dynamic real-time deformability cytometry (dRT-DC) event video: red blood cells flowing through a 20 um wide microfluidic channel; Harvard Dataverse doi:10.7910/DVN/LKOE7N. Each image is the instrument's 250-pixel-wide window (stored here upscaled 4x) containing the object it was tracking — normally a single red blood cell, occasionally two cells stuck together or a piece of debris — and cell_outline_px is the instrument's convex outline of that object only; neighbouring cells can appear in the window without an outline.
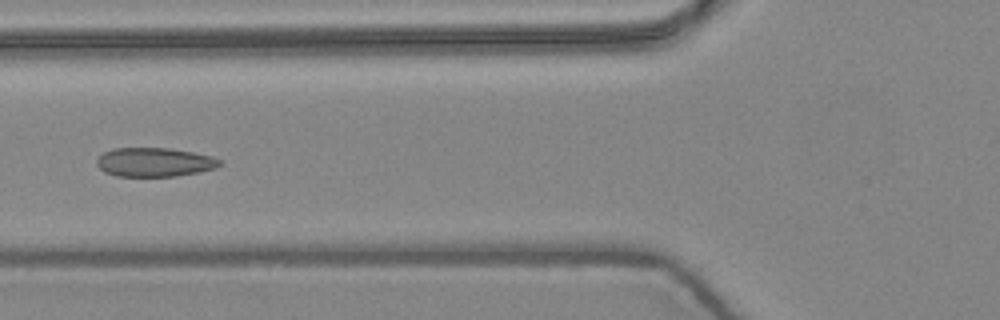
{"species": "common noctule bat (a hibernating species)", "species_latin": "Nyctalus noctula", "temperature_condition": "warm", "stored_images_in_passage": 6, "camera_frame_rate_fps": 3000, "um_per_image_px": 0.085, "animal": {"sex": "female", "body_mass_g": 24.6, "forearm_length_mm": 56.2}, "frame": {"image": 1, "passage_image": 2, "time_ms": 0.333, "image_size_px": [1000, 320], "cell_outline_px": [[224, 164], [216, 168], [200, 172], [176, 176], [116, 176], [104, 172], [96, 164], [96, 160], [104, 152], [112, 148], [168, 148], [192, 152], [212, 156], [220, 160]], "centroid_in_image_um": [13.14, 13.79], "position_along_channel_um": 112.7, "area_um2": 20.87}}
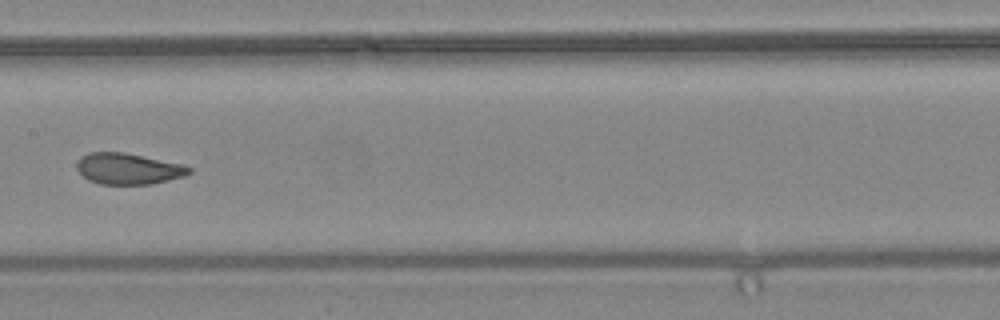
{"frame": {"image": 2, "passage_image": 4, "time_ms": 1.0, "image_size_px": [1000, 320], "cell_outline_px": [[192, 172], [184, 176], [152, 184], [100, 184], [88, 180], [76, 168], [76, 164], [88, 152], [124, 152], [184, 164], [192, 168]], "centroid_in_image_um": [10.94, 14.34], "position_along_channel_um": 196.5, "area_um2": 20.35}}
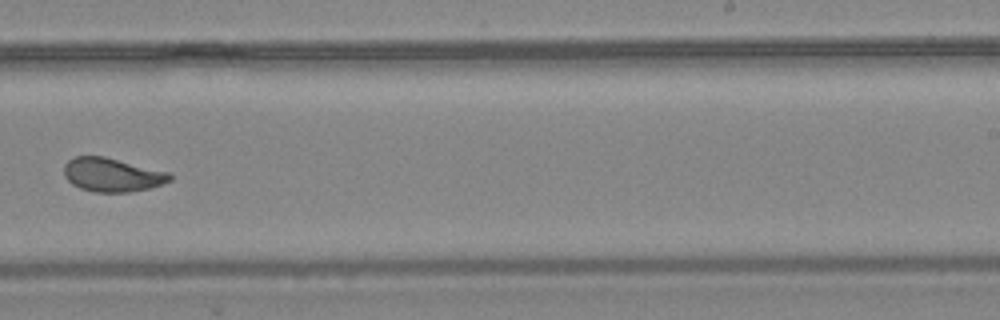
{"frame": {"image": 3, "passage_image": 6, "time_ms": 1.667, "image_size_px": [1000, 320], "cell_outline_px": [[172, 180], [148, 188], [128, 192], [96, 192], [80, 188], [72, 184], [64, 176], [64, 164], [72, 156], [104, 156], [172, 172]], "centroid_in_image_um": [9.54, 14.84], "position_along_channel_um": 279.5, "area_um2": 20.98}}